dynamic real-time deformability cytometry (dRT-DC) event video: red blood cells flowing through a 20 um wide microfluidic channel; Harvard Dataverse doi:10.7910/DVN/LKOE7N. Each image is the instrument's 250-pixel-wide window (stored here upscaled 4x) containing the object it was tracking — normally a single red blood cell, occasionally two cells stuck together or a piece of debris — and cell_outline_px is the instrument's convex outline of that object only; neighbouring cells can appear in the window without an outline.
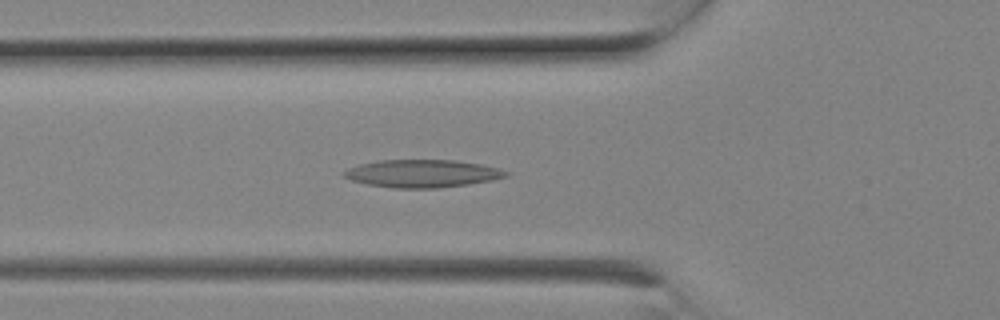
{"species": "Egyptian fruit bat (a non-hibernating species)", "species_latin": "Rousettus aegyptiacus", "temperature_condition": "room temperature", "stored_images_in_passage": 7, "camera_frame_rate_fps": 3000, "um_per_image_px": 0.085, "animal": {"sex": "female"}, "frame": {"image": 1, "passage_image": 7, "time_ms": 2.0, "image_size_px": [1000, 320], "cell_outline_px": [[512, 172], [508, 176], [492, 180], [468, 184], [436, 188], [392, 188], [368, 184], [352, 180], [344, 176], [344, 172], [348, 168], [360, 164], [380, 160], [456, 160], [480, 164]], "centroid_in_image_um": [35.92, 14.75], "position_along_channel_um": 89.9, "area_um2": 26.01}}